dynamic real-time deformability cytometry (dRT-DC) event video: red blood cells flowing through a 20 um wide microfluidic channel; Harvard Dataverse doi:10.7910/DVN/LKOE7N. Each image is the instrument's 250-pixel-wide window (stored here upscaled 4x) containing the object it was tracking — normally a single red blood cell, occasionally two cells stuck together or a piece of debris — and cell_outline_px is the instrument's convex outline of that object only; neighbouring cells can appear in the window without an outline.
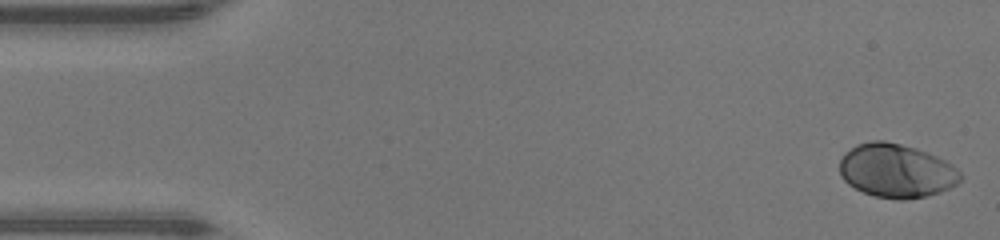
{"species": "human", "species_latin": "Homo sapiens", "temperature_condition": "warm", "stored_images_in_passage": 47, "camera_frame_rate_fps": 3000, "um_per_image_px": 0.085, "donor": {"sex": "male"}, "frame": {"image": 1, "passage_image": 1, "time_ms": 0.0, "image_size_px": [1000, 240], "cell_outline_px": [[960, 180], [956, 184], [940, 192], [908, 200], [900, 200], [876, 196], [864, 192], [848, 184], [840, 176], [840, 160], [844, 152], [856, 144], [872, 140], [884, 140], [916, 148], [936, 156], [952, 164], [960, 172]], "centroid_in_image_um": [76.16, 14.5], "position_along_channel_um": 8.8, "area_um2": 37.8}}
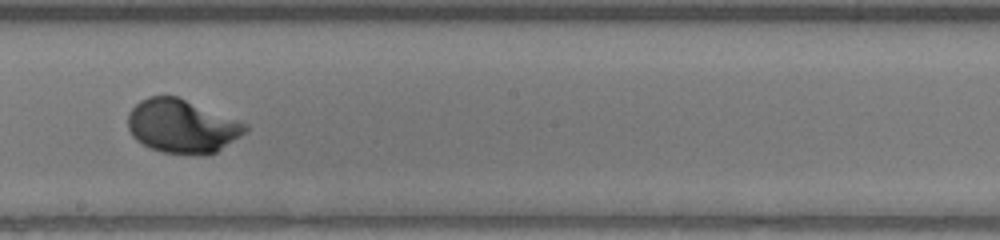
{"frame": {"image": 2, "passage_image": 26, "time_ms": 8.333, "image_size_px": [1000, 240], "cell_outline_px": [[248, 128], [240, 136], [216, 152], [204, 156], [164, 152], [152, 148], [136, 140], [132, 136], [128, 128], [128, 112], [140, 100], [148, 96], [176, 96], [248, 124]], "centroid_in_image_um": [15.45, 10.73], "position_along_channel_um": 232.8, "area_um2": 36.41}}
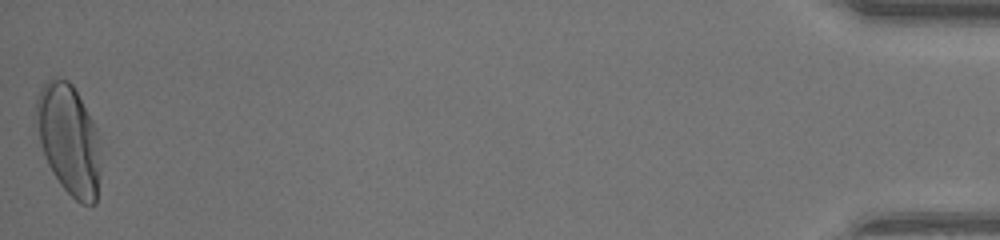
{"frame": {"image": 3, "passage_image": 47, "time_ms": 15.333, "image_size_px": [1000, 240], "cell_outline_px": [[100, 176], [96, 204], [80, 204], [60, 184], [52, 172], [44, 156], [32, 124], [36, 96], [40, 88], [52, 76], [56, 76], [68, 80], [72, 84], [92, 120], [96, 128], [100, 148]], "centroid_in_image_um": [5.79, 11.83], "position_along_channel_um": 429.4, "area_um2": 42.43}, "authors_computed_cell_mechanics": {"area_um2": 36.2984, "velocity_mm_per_s": 4.3369, "shape_relaxation_time_tau1_ms": 1.9962, "shape_relaxation_time_tau2_ms": null, "deformation_change_tau1": 0.1668, "deformation_change_tau2": null}}